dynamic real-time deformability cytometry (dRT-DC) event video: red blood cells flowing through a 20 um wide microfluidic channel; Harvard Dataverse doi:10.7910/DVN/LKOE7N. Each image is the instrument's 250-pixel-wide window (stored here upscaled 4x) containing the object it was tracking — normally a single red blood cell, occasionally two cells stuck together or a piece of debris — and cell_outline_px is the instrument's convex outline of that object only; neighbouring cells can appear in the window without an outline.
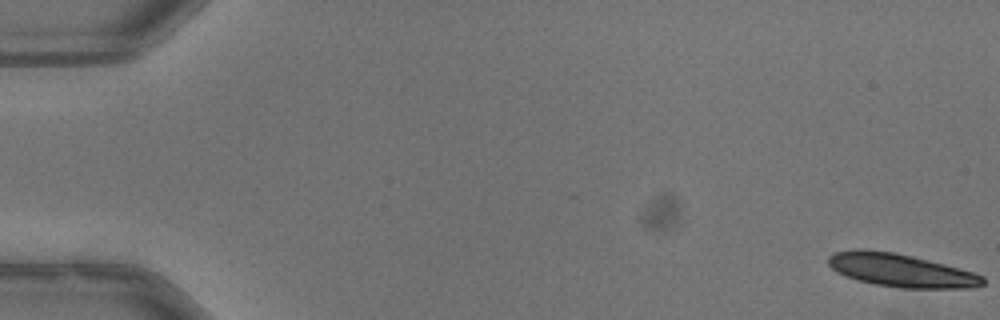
{"species": "common noctule bat (a hibernating species)", "species_latin": "Nyctalus noctula", "temperature_condition": "warm", "stored_images_in_passage": 15, "camera_frame_rate_fps": 3000, "um_per_image_px": 0.085, "animal": {"sex": "male", "body_mass_g": 13.3}, "frame": {"image": 1, "passage_image": 1, "time_ms": 0.0, "image_size_px": [1000, 320], "cell_outline_px": [[984, 284], [972, 288], [900, 288], [876, 284], [844, 276], [836, 272], [828, 264], [828, 256], [836, 252], [852, 248], [860, 248], [896, 252], [960, 268], [984, 276]], "centroid_in_image_um": [76.55, 22.96], "position_along_channel_um": 8.5, "area_um2": 29.94}}
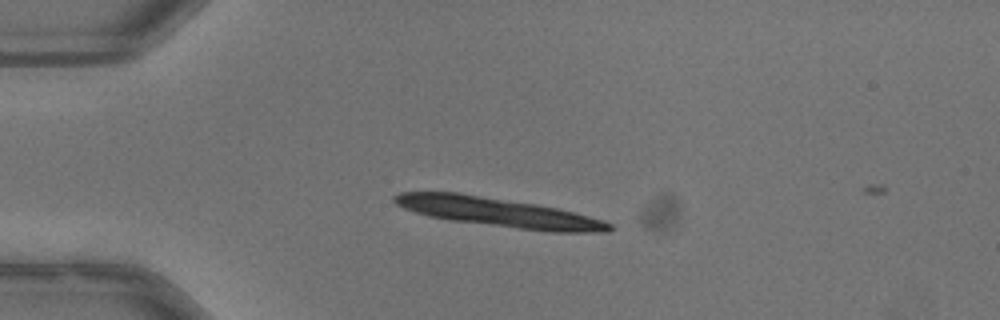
{"frame": {"image": 2, "passage_image": 14, "time_ms": 4.333, "image_size_px": [1000, 320], "cell_outline_px": [[612, 228], [608, 232], [552, 232], [452, 220], [428, 216], [404, 208], [396, 204], [392, 200], [392, 196], [400, 192], [456, 192], [536, 204], [556, 208], [604, 220], [612, 224]], "centroid_in_image_um": [42.36, 18.04], "position_along_channel_um": 42.6, "area_um2": 35.95}}